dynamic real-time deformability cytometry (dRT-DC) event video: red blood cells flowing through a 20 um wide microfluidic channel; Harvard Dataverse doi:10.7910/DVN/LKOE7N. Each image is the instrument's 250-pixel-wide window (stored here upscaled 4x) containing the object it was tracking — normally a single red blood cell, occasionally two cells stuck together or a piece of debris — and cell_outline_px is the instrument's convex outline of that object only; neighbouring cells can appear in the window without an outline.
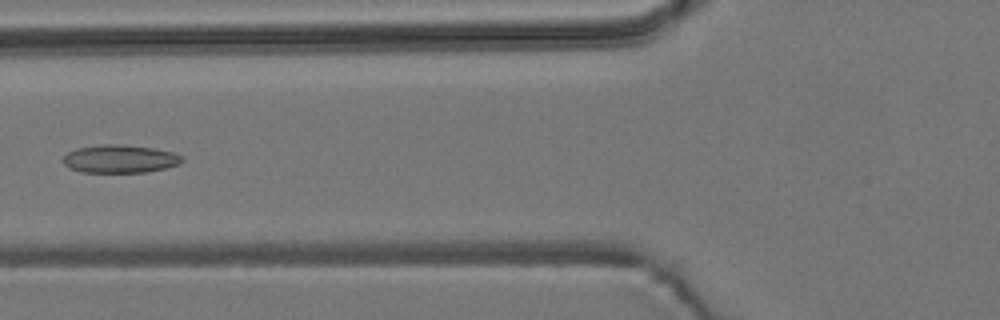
{"species": "common noctule bat (a hibernating species)", "species_latin": "Nyctalus noctula", "temperature_condition": "room temperature", "stored_images_in_passage": 6, "camera_frame_rate_fps": 3000, "um_per_image_px": 0.085, "animal": {"sex": "male", "body_mass_g": 19.2, "forearm_length_mm": 51.8}, "frame": {"image": 1, "passage_image": 6, "time_ms": 6.667, "image_size_px": [1000, 320], "cell_outline_px": [[184, 160], [180, 164], [148, 172], [80, 172], [68, 168], [64, 164], [64, 156], [68, 152], [76, 148], [104, 144], [124, 144], [152, 148], [172, 152], [184, 156]], "centroid_in_image_um": [10.2, 13.5], "position_along_channel_um": 115.6, "area_um2": 19.54}}